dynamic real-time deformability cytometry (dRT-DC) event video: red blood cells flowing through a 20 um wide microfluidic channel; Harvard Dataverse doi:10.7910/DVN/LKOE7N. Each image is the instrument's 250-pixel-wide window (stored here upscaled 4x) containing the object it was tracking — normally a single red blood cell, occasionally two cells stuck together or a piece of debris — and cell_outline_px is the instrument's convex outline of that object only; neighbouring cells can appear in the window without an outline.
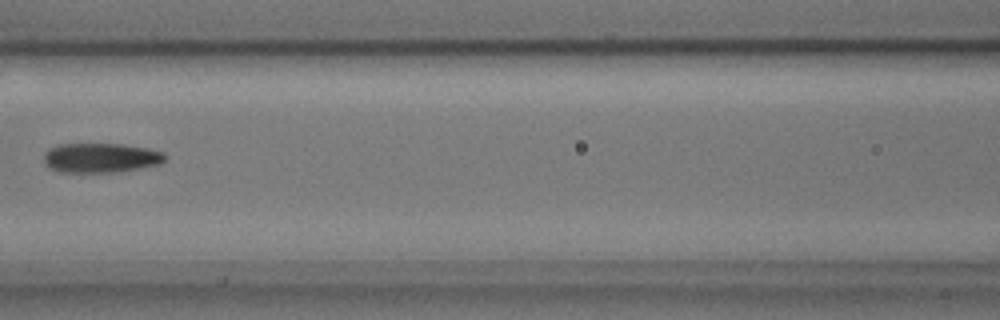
{"species": "common noctule bat (a hibernating species)", "species_latin": "Nyctalus noctula", "temperature_condition": "cold", "stored_images_in_passage": 9, "camera_frame_rate_fps": 3000, "um_per_image_px": 0.085, "animal": {"sex": "male", "body_mass_g": 17.9, "forearm_length_mm": 54.2}, "frame": {"image": 1, "passage_image": 6, "time_ms": 1.667, "image_size_px": [1000, 320], "cell_outline_px": [[168, 156], [160, 164], [140, 168], [116, 172], [56, 172], [48, 168], [44, 164], [44, 152], [48, 148], [56, 144], [124, 144], [148, 148], [164, 152]], "centroid_in_image_um": [8.53, 13.41], "position_along_channel_um": 158.1, "area_um2": 21.27}}
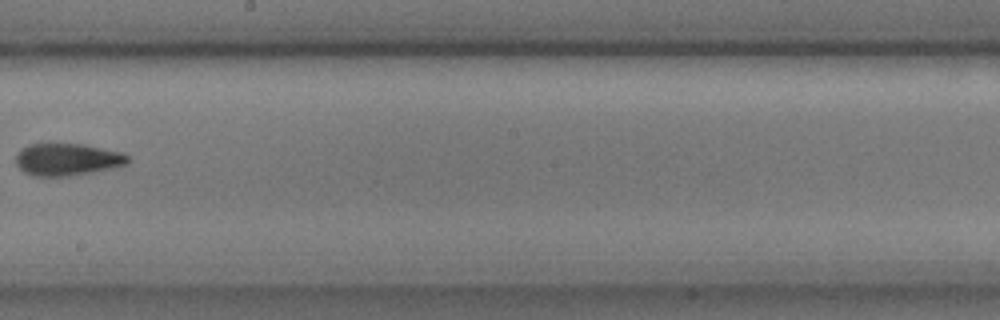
{"frame": {"image": 2, "passage_image": 8, "time_ms": 2.333, "image_size_px": [1000, 320], "cell_outline_px": [[128, 164], [112, 168], [92, 172], [68, 176], [32, 176], [24, 172], [16, 164], [16, 156], [24, 148], [32, 144], [84, 144], [120, 152], [128, 156]], "centroid_in_image_um": [5.73, 13.56], "position_along_channel_um": 242.5, "area_um2": 20.75}}
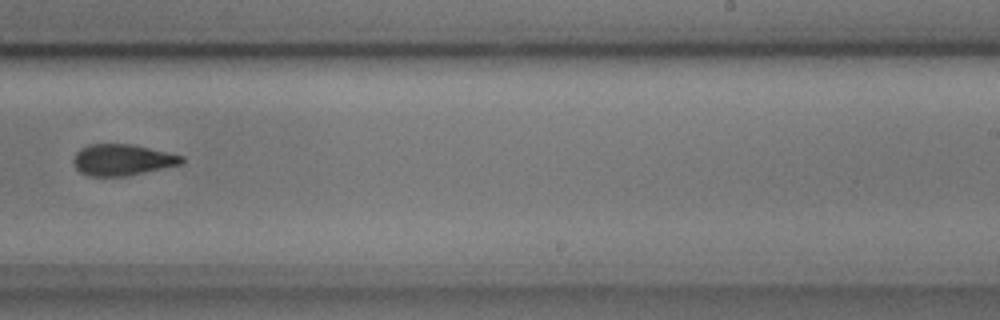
{"frame": {"image": 3, "passage_image": 9, "time_ms": 2.667, "image_size_px": [1000, 320], "cell_outline_px": [[184, 164], [124, 176], [88, 176], [80, 172], [72, 164], [72, 160], [76, 152], [80, 148], [88, 144], [132, 144], [184, 156]], "centroid_in_image_um": [10.37, 13.58], "position_along_channel_um": 278.6, "area_um2": 19.83}}